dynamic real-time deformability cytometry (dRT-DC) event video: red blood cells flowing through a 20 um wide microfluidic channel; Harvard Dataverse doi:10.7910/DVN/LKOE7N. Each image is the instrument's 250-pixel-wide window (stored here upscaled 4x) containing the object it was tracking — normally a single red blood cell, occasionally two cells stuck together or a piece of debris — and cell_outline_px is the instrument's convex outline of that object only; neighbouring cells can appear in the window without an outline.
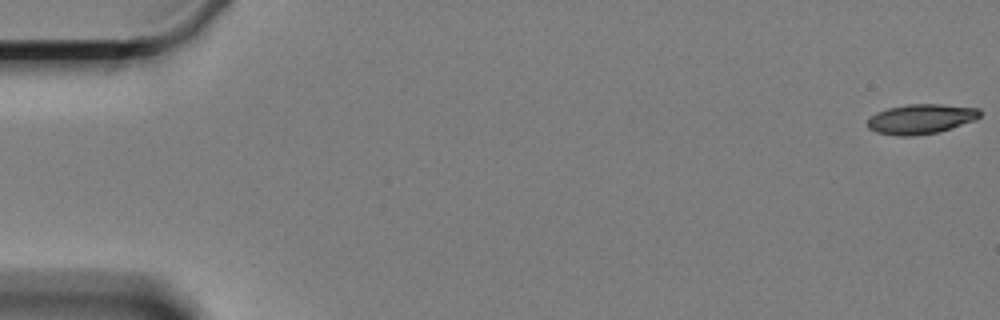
{"species": "Egyptian fruit bat (a non-hibernating species)", "species_latin": "Rousettus aegyptiacus", "temperature_condition": "cold", "stored_images_in_passage": 8, "camera_frame_rate_fps": 3000, "um_per_image_px": 0.085, "animal": {"sex": "female"}, "frame": {"image": 1, "passage_image": 1, "time_ms": 0.0, "image_size_px": [1000, 320], "cell_outline_px": [[980, 116], [976, 120], [940, 132], [912, 136], [896, 136], [876, 132], [868, 128], [868, 120], [876, 112], [888, 108], [908, 104], [940, 104], [980, 108]], "centroid_in_image_um": [78.3, 10.12], "position_along_channel_um": 6.7, "area_um2": 19.65}}